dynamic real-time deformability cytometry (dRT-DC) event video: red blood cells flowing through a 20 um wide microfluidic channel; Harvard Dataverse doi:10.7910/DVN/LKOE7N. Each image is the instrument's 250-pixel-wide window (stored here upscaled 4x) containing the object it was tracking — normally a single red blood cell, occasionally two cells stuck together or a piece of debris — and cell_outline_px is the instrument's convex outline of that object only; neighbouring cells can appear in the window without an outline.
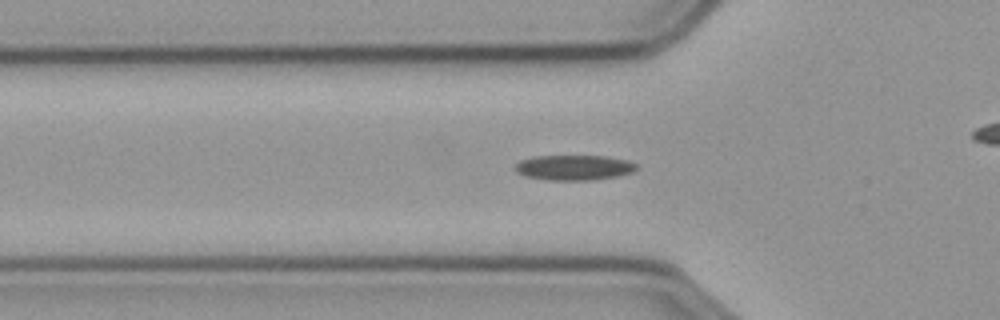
{"species": "common noctule bat (a hibernating species)", "species_latin": "Nyctalus noctula", "temperature_condition": "cold", "stored_images_in_passage": 50, "camera_frame_rate_fps": 3000, "um_per_image_px": 0.085, "animal": {"sex": "male", "body_mass_g": 23.1, "forearm_length_mm": 52.7}, "frame": {"image": 1, "passage_image": 11, "time_ms": 3.333, "image_size_px": [1000, 320], "cell_outline_px": [[636, 168], [632, 172], [616, 176], [592, 180], [548, 180], [524, 176], [516, 172], [516, 164], [520, 160], [536, 156], [604, 156], [628, 160], [636, 164]], "centroid_in_image_um": [48.77, 14.24], "position_along_channel_um": 77.0, "area_um2": 17.69}}
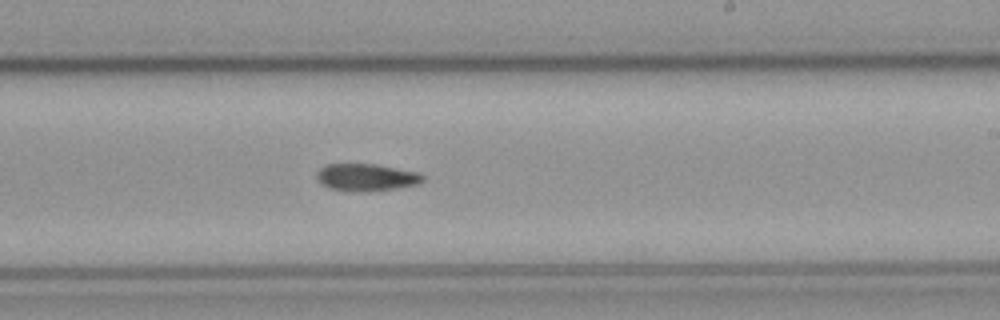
{"frame": {"image": 2, "passage_image": 26, "time_ms": 8.333, "image_size_px": [1000, 320], "cell_outline_px": [[424, 180], [416, 184], [396, 188], [360, 192], [352, 192], [332, 188], [324, 184], [316, 176], [316, 172], [324, 164], [376, 164], [416, 172], [424, 176]], "centroid_in_image_um": [31.12, 15.06], "position_along_channel_um": 257.9, "area_um2": 16.59}}
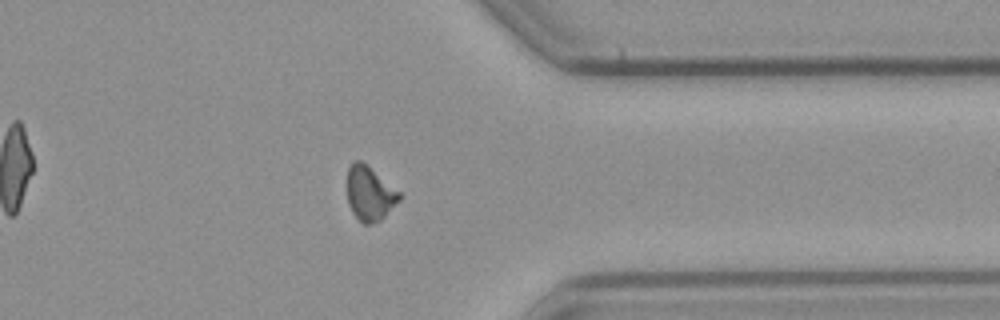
{"frame": {"image": 3, "passage_image": 37, "time_ms": 12.0, "image_size_px": [1000, 320], "cell_outline_px": [[400, 200], [380, 220], [372, 224], [364, 224], [352, 212], [348, 204], [348, 168], [356, 160], [360, 160], [400, 192]], "centroid_in_image_um": [31.42, 16.47], "position_along_channel_um": 380.0, "area_um2": 16.07}}